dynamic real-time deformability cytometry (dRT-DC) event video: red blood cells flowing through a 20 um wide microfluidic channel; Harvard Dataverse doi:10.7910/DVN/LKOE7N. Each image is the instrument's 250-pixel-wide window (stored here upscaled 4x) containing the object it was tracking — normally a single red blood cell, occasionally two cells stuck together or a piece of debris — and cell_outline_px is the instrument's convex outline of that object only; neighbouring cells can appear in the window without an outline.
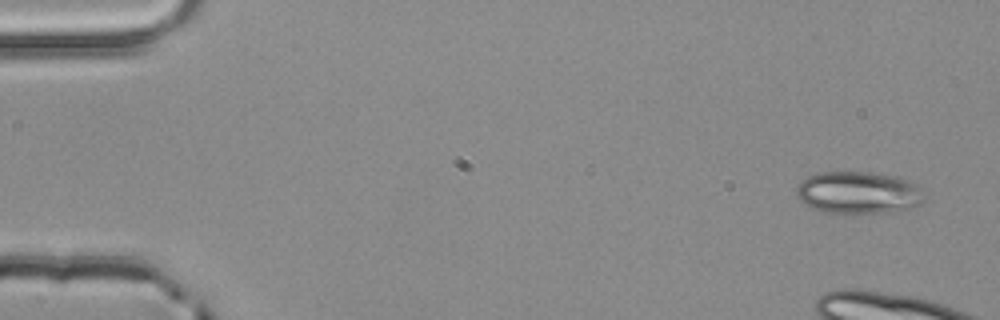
{"species": "common noctule bat (a hibernating species)", "species_latin": "Nyctalus noctula", "temperature_condition": "room temperature", "stored_images_in_passage": 5, "segment_of_instrument_passage": [2, 2], "camera_frame_rate_fps": 3000, "um_per_image_px": 0.085, "animal": {"sex": "male", "body_mass_g": 20.4}, "frame": {"image": 1, "passage_image": 5, "time_ms": 1.333, "image_size_px": [1000, 320], "cell_outline_px": [[924, 200], [920, 204], [908, 208], [888, 212], [824, 212], [812, 208], [804, 204], [796, 196], [796, 188], [808, 176], [820, 172], [868, 172], [900, 176], [916, 180], [920, 188]], "centroid_in_image_um": [73.0, 16.34], "position_along_channel_um": 12.0, "area_um2": 31.5}}